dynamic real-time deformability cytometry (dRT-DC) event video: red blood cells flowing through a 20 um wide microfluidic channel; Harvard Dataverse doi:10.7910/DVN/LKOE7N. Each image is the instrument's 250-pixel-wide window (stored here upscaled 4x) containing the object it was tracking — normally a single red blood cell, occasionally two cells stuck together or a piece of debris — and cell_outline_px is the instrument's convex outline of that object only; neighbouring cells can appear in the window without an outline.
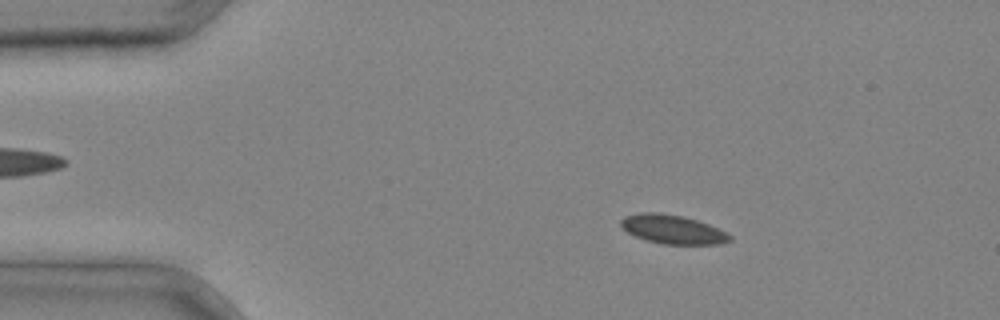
{"species": "common noctule bat (a hibernating species)", "species_latin": "Nyctalus noctula", "temperature_condition": "cold", "stored_images_in_passage": 3, "camera_frame_rate_fps": 3000, "um_per_image_px": 0.085, "animal": {"sex": "male", "body_mass_g": 20.4}, "frame": {"image": 1, "passage_image": 2, "time_ms": 0.333, "image_size_px": [1000, 320], "cell_outline_px": [[732, 240], [720, 244], [664, 244], [648, 240], [636, 236], [628, 232], [620, 224], [620, 220], [624, 216], [640, 212], [660, 212], [684, 216], [708, 224], [732, 236]], "centroid_in_image_um": [57.16, 19.48], "position_along_channel_um": 27.8, "area_um2": 18.21}}